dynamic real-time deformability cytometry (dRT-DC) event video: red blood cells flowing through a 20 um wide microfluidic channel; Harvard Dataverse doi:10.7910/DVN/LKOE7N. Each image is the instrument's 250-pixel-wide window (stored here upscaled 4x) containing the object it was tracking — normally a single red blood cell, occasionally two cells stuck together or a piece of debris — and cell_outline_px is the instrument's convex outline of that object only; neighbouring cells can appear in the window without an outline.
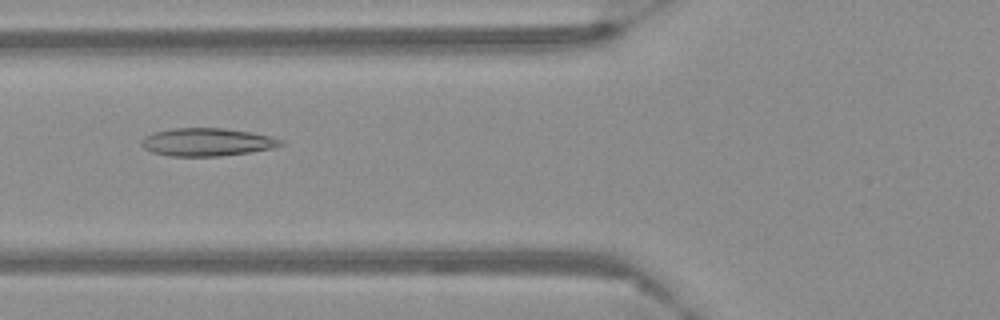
{"species": "Egyptian fruit bat (a non-hibernating species)", "species_latin": "Rousettus aegyptiacus", "temperature_condition": "warm", "stored_images_in_passage": 57, "camera_frame_rate_fps": 3000, "um_per_image_px": 0.085, "frame": {"image": 1, "passage_image": 22, "time_ms": 7.0, "image_size_px": [1000, 320], "cell_outline_px": [[284, 144], [272, 148], [252, 152], [220, 156], [168, 156], [152, 152], [144, 148], [140, 144], [140, 140], [144, 136], [156, 132], [172, 128], [224, 128], [272, 136], [284, 140]], "centroid_in_image_um": [17.59, 12.08], "position_along_channel_um": 108.2, "area_um2": 22.77}}
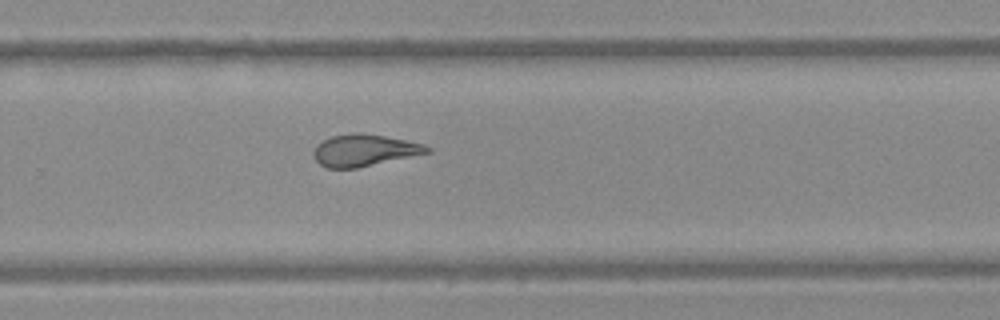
{"frame": {"image": 2, "passage_image": 38, "time_ms": 12.333, "image_size_px": [1000, 320], "cell_outline_px": [[432, 152], [356, 168], [328, 168], [320, 164], [316, 160], [312, 152], [316, 144], [332, 136], [352, 132], [356, 132], [384, 136], [424, 144], [432, 148]], "centroid_in_image_um": [30.96, 12.77], "position_along_channel_um": 298.8, "area_um2": 20.98}}
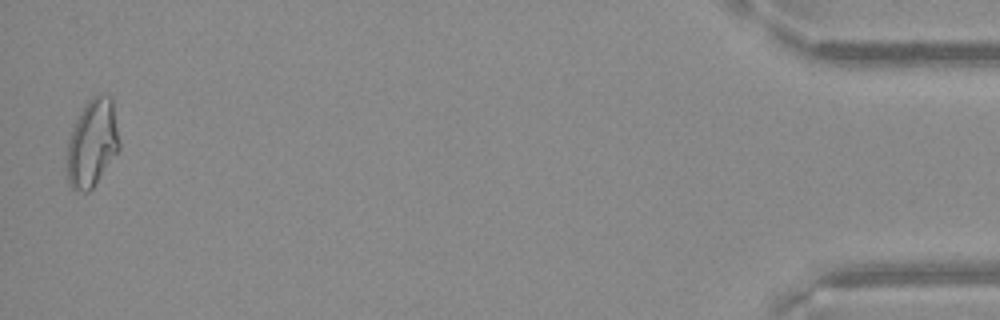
{"frame": {"image": 3, "passage_image": 56, "time_ms": 18.333, "image_size_px": [1000, 320], "cell_outline_px": [[120, 148], [92, 188], [88, 192], [84, 192], [72, 188], [68, 184], [68, 144], [72, 128], [84, 104], [92, 96], [112, 96], [120, 144]], "centroid_in_image_um": [7.85, 12.15], "position_along_channel_um": 427.3, "area_um2": 26.3}}